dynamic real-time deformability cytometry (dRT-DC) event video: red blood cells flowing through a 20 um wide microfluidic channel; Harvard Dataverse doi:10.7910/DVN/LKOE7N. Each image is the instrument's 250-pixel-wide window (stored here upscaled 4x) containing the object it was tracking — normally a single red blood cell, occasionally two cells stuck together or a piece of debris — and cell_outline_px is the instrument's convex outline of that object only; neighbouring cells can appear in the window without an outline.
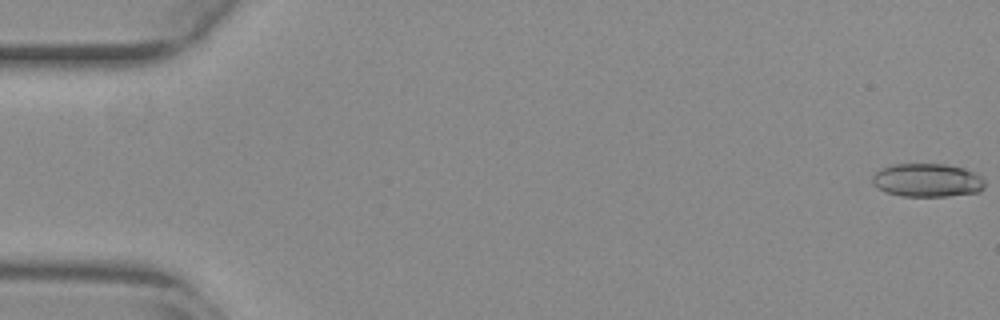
{"species": "common noctule bat (a hibernating species)", "species_latin": "Nyctalus noctula", "temperature_condition": "warm", "stored_images_in_passage": 18, "camera_frame_rate_fps": 3000, "um_per_image_px": 0.085, "animal": {"sex": "female", "body_mass_g": 29.2, "forearm_length_mm": 56.3}, "frame": {"image": 1, "passage_image": 1, "time_ms": 0.0, "image_size_px": [1000, 320], "cell_outline_px": [[984, 188], [980, 192], [948, 196], [900, 196], [884, 192], [876, 188], [872, 184], [872, 176], [880, 168], [892, 164], [944, 164], [964, 168], [980, 176], [984, 180]], "centroid_in_image_um": [78.77, 15.33], "position_along_channel_um": 6.2, "area_um2": 22.14}}